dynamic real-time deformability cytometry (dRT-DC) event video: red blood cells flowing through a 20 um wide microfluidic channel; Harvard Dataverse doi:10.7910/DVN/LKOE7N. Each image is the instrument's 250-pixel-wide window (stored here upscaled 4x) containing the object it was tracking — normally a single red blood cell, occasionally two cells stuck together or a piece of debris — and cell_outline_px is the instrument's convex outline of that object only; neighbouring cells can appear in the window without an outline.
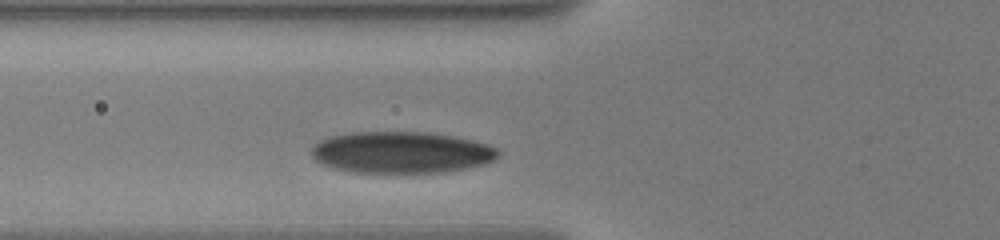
{"species": "human", "species_latin": "Homo sapiens", "temperature_condition": "warm", "stored_images_in_passage": 23, "camera_frame_rate_fps": 3000, "um_per_image_px": 0.085, "donor": {"sex": "male"}, "frame": {"image": 1, "passage_image": 2, "time_ms": 0.667, "image_size_px": [1000, 240], "cell_outline_px": [[500, 156], [496, 160], [484, 164], [468, 168], [448, 172], [348, 172], [332, 168], [320, 164], [312, 156], [312, 148], [320, 140], [328, 136], [352, 132], [428, 132], [456, 136], [488, 144], [496, 148], [500, 152]], "centroid_in_image_um": [34.14, 12.95], "position_along_channel_um": 91.7, "area_um2": 45.66}}
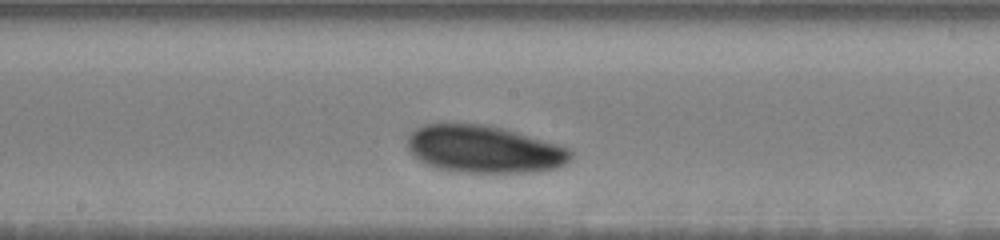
{"frame": {"image": 2, "passage_image": 12, "time_ms": 4.0, "image_size_px": [1000, 240], "cell_outline_px": [[572, 160], [556, 168], [532, 172], [468, 172], [436, 168], [420, 160], [408, 152], [408, 136], [416, 128], [424, 124], [448, 120], [452, 120], [484, 124], [516, 132], [556, 144], [568, 148], [572, 152]], "centroid_in_image_um": [41.08, 12.64], "position_along_channel_um": 207.1, "area_um2": 45.55}}
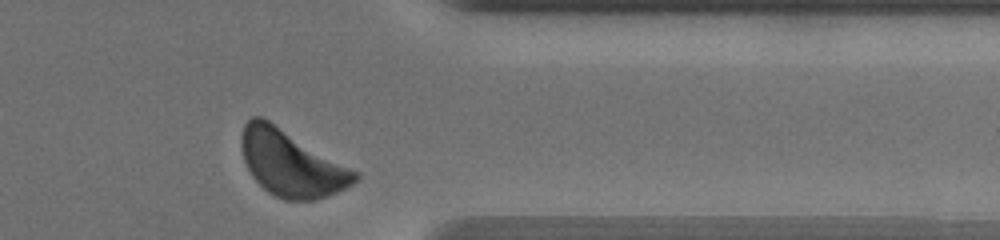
{"frame": {"image": 3, "passage_image": 23, "time_ms": 9.333, "image_size_px": [1000, 240], "cell_outline_px": [[360, 180], [336, 192], [316, 200], [284, 200], [268, 192], [252, 176], [244, 160], [240, 144], [240, 136], [244, 124], [252, 116], [260, 116], [268, 120], [360, 172]], "centroid_in_image_um": [24.77, 13.88], "position_along_channel_um": 386.6, "area_um2": 43.58}, "authors_computed_cell_mechanics": {"area_um2": 45.4886, "velocity_mm_per_s": 3.4591, "shape_relaxation_time_tau1_ms": 1.7174, "shape_relaxation_time_tau2_ms": null, "deformation_change_tau1": 0.0735, "deformation_change_tau2": null}}